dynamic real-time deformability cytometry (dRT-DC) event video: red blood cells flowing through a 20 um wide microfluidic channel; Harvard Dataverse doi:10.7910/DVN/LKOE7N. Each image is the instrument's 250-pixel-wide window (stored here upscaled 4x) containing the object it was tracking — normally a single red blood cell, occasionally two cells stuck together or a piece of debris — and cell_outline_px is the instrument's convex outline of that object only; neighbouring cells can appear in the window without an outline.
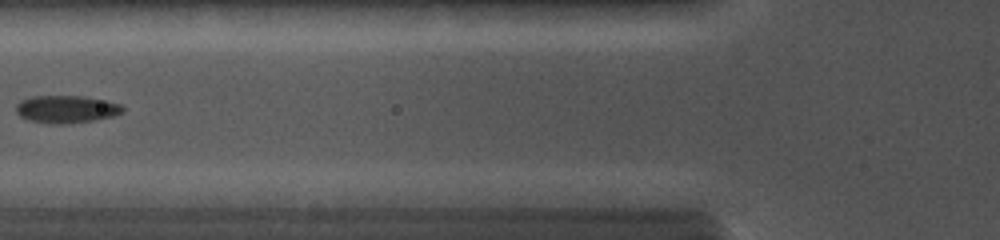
{"species": "common noctule bat (a hibernating species)", "species_latin": "Nyctalus noctula", "temperature_condition": "cold", "stored_images_in_passage": 2, "camera_frame_rate_fps": 5000, "um_per_image_px": 0.085, "animal": {"sex": "female", "body_mass_g": 19.0, "forearm_length_mm": 56.7}, "frame": {"image": 1, "passage_image": 2, "time_ms": 1.2, "image_size_px": [1000, 240], "cell_outline_px": [[124, 112], [112, 116], [92, 120], [64, 124], [60, 124], [28, 120], [20, 116], [16, 112], [16, 104], [20, 100], [32, 96], [84, 96], [120, 104], [124, 108]], "centroid_in_image_um": [5.61, 9.27], "position_along_channel_um": 120.2, "area_um2": 16.94}}